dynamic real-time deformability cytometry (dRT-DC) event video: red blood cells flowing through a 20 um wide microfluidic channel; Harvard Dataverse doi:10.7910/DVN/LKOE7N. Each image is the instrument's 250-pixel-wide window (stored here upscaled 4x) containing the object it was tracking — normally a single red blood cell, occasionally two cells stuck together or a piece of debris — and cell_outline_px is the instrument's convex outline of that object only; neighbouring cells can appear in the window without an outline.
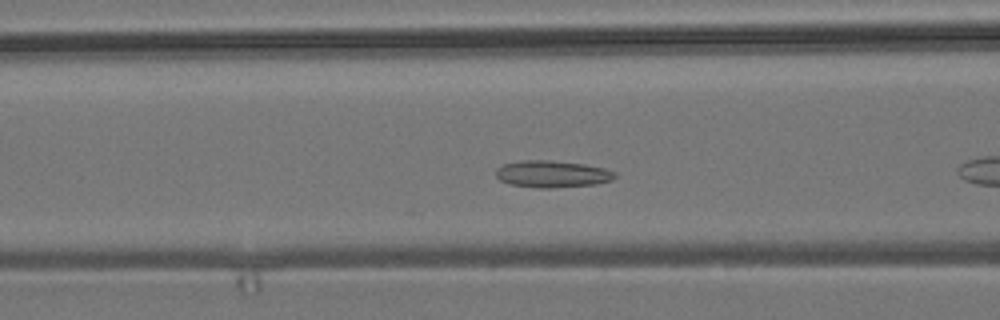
{"species": "common noctule bat (a hibernating species)", "species_latin": "Nyctalus noctula", "temperature_condition": "room temperature", "stored_images_in_passage": 23, "camera_frame_rate_fps": 3000, "um_per_image_px": 0.085, "animal": {"sex": "male", "body_mass_g": 19.2, "forearm_length_mm": 51.8}, "frame": {"image": 1, "passage_image": 7, "time_ms": 2.0, "image_size_px": [1000, 320], "cell_outline_px": [[616, 176], [612, 180], [596, 184], [548, 188], [536, 188], [512, 184], [500, 180], [496, 176], [496, 168], [500, 164], [520, 160], [548, 160], [584, 164], [604, 168], [616, 172]], "centroid_in_image_um": [46.91, 14.78], "position_along_channel_um": 119.7, "area_um2": 18.73}}
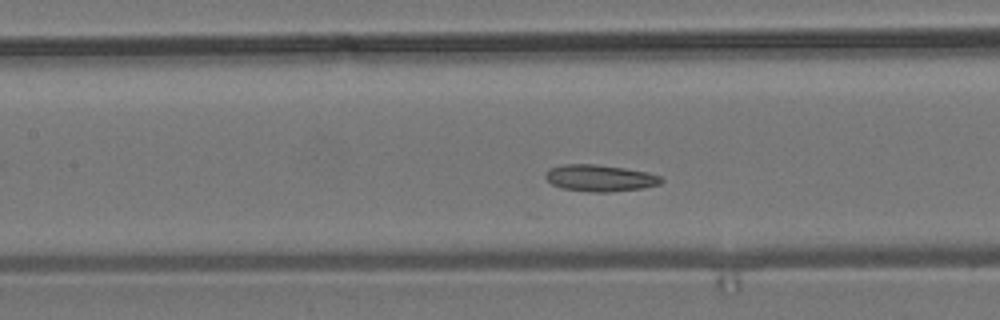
{"frame": {"image": 2, "passage_image": 10, "time_ms": 3.0, "image_size_px": [1000, 320], "cell_outline_px": [[664, 180], [660, 184], [644, 188], [608, 192], [592, 192], [564, 188], [552, 184], [544, 176], [548, 168], [564, 164], [596, 164], [624, 168], [648, 172], [660, 176]], "centroid_in_image_um": [51.01, 15.13], "position_along_channel_um": 156.4, "area_um2": 17.98}}